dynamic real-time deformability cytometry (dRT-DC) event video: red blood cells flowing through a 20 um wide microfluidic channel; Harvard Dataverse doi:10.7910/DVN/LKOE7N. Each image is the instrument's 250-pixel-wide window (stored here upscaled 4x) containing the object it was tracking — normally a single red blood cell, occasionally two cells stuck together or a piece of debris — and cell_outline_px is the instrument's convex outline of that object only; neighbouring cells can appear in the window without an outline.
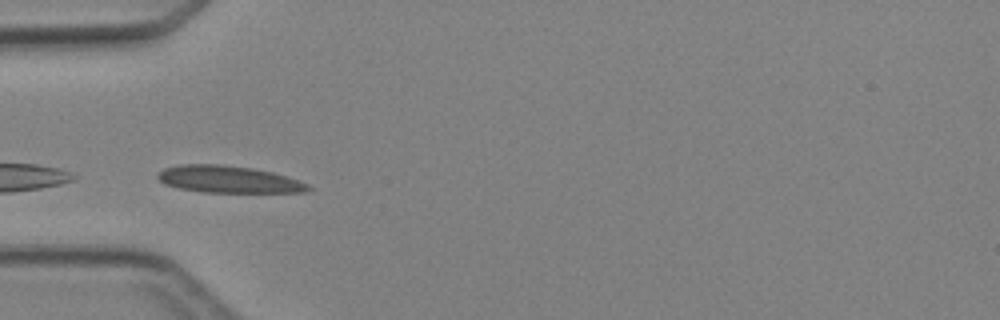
{"species": "Egyptian fruit bat (a non-hibernating species)", "species_latin": "Rousettus aegyptiacus", "temperature_condition": "cold", "stored_images_in_passage": 4, "camera_frame_rate_fps": 3000, "um_per_image_px": 0.085, "animal": {"sex": "female"}, "frame": {"image": 1, "passage_image": 4, "time_ms": 3.667, "image_size_px": [1000, 320], "cell_outline_px": [[312, 188], [304, 192], [204, 192], [180, 188], [164, 184], [156, 176], [164, 168], [180, 164], [220, 164], [252, 168], [272, 172], [308, 184]], "centroid_in_image_um": [19.39, 15.24], "position_along_channel_um": 65.6, "area_um2": 23.41}}